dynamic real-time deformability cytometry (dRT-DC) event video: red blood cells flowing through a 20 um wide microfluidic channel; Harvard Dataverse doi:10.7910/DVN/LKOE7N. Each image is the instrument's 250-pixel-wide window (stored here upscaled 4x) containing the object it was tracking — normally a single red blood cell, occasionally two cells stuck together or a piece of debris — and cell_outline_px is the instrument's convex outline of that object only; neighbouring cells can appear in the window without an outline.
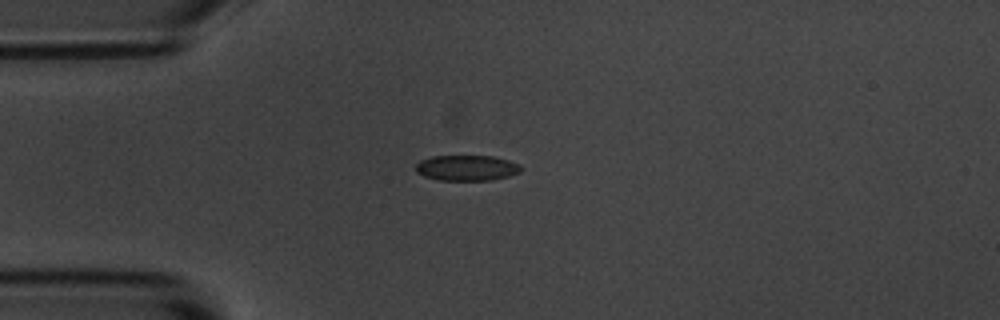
{"species": "common noctule bat (a hibernating species)", "species_latin": "Nyctalus noctula", "temperature_condition": "room temperature", "stored_images_in_passage": 3, "camera_frame_rate_fps": 3000, "um_per_image_px": 0.085, "animal": {"sex": "male", "body_mass_g": 20.1, "forearm_length_mm": 53.5}, "frame": {"image": 1, "passage_image": 1, "time_ms": 0.0, "image_size_px": [1000, 320], "cell_outline_px": [[524, 168], [520, 172], [508, 176], [492, 180], [440, 180], [424, 176], [416, 172], [416, 164], [420, 160], [432, 156], [492, 156], [508, 160], [520, 164]], "centroid_in_image_um": [39.69, 14.27], "position_along_channel_um": 45.3, "area_um2": 15.72}}
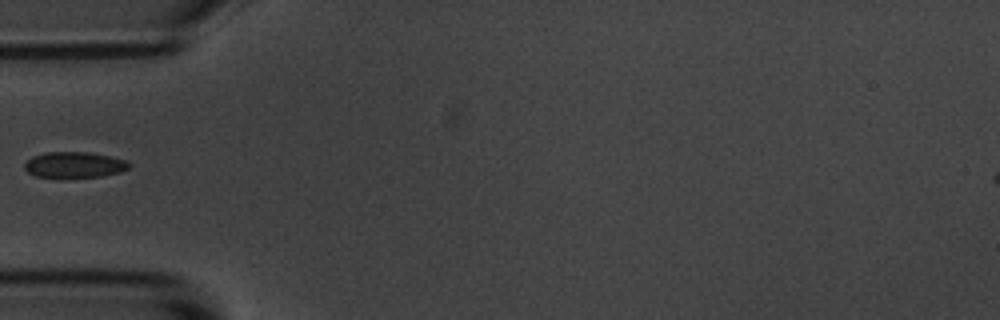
{"frame": {"image": 2, "passage_image": 2, "time_ms": 1.333, "image_size_px": [1000, 320], "cell_outline_px": [[132, 164], [128, 168], [120, 172], [104, 176], [36, 176], [28, 172], [24, 168], [24, 164], [32, 156], [44, 152], [84, 152], [108, 156], [124, 160]], "centroid_in_image_um": [6.31, 13.99], "position_along_channel_um": 78.7, "area_um2": 15.32}}